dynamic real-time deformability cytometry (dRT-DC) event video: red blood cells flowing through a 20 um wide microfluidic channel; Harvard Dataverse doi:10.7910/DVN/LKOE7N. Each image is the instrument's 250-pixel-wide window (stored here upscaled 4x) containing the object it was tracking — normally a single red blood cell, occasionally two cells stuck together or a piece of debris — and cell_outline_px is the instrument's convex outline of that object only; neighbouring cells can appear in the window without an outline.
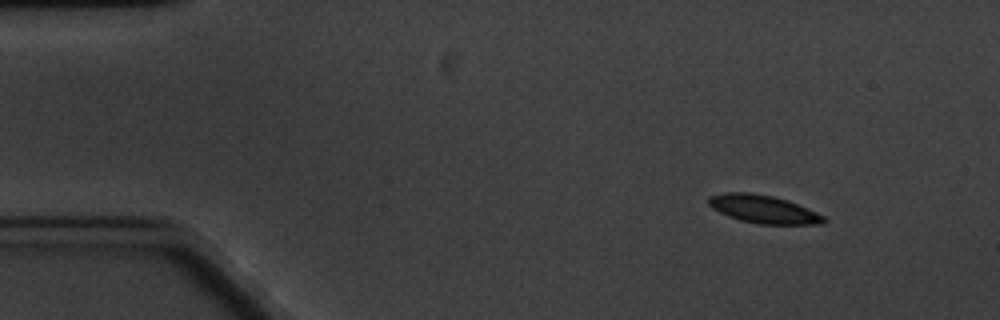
{"species": "common noctule bat (a hibernating species)", "species_latin": "Nyctalus noctula", "temperature_condition": "cold", "stored_images_in_passage": 4, "camera_frame_rate_fps": 3000, "um_per_image_px": 0.085, "animal": {"sex": "male", "body_mass_g": 20.1, "forearm_length_mm": 53.5}, "frame": {"image": 1, "passage_image": 1, "time_ms": 0.0, "image_size_px": [1000, 320], "cell_outline_px": [[828, 220], [824, 224], [760, 224], [740, 220], [728, 216], [712, 208], [708, 204], [708, 196], [724, 192], [752, 192], [772, 196], [788, 200], [816, 212], [824, 216]], "centroid_in_image_um": [64.88, 17.77], "position_along_channel_um": 20.1, "area_um2": 18.9}}